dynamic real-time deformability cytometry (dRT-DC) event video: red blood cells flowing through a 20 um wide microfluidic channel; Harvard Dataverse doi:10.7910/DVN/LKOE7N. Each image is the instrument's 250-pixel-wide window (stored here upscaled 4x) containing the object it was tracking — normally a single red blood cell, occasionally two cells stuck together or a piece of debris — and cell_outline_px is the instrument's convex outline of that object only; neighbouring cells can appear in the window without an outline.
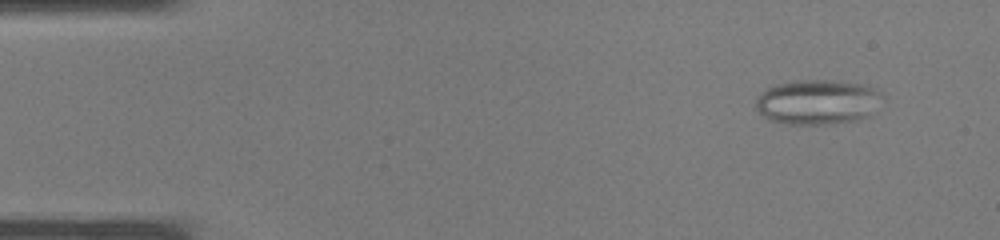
{"species": "common noctule bat (a hibernating species)", "species_latin": "Nyctalus noctula", "temperature_condition": "warm", "stored_images_in_passage": 38, "camera_frame_rate_fps": 3000, "um_per_image_px": 0.085, "animal": {"sex": "male", "body_mass_g": 19.0, "forearm_length_mm": 50.8}, "frame": {"image": 1, "passage_image": 4, "time_ms": 1.0, "image_size_px": [1000, 240], "cell_outline_px": [[884, 96], [868, 116], [856, 120], [824, 124], [788, 124], [768, 120], [756, 108], [756, 100], [760, 92], [776, 84], [792, 80], [828, 80], [860, 84], [872, 88], [880, 92]], "centroid_in_image_um": [69.45, 8.66], "position_along_channel_um": 15.6, "area_um2": 32.89}}
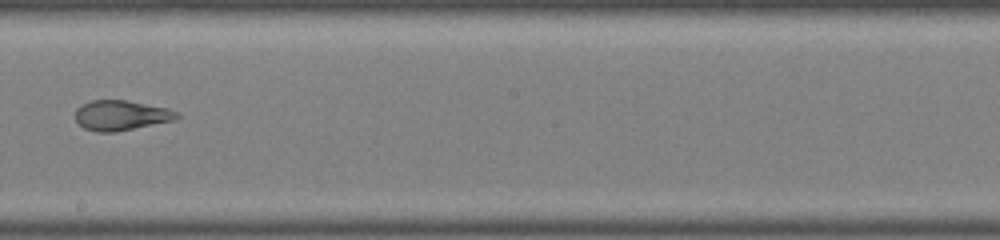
{"frame": {"image": 2, "passage_image": 22, "time_ms": 7.0, "image_size_px": [1000, 240], "cell_outline_px": [[180, 116], [172, 120], [112, 132], [96, 132], [84, 128], [76, 120], [76, 108], [92, 100], [128, 100], [168, 108], [176, 112]], "centroid_in_image_um": [10.26, 9.79], "position_along_channel_um": 237.9, "area_um2": 17.4}}
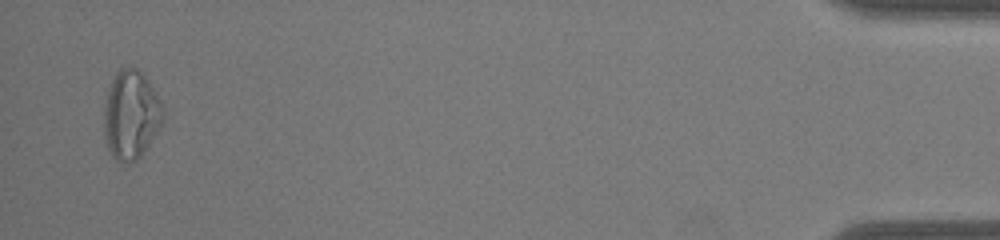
{"frame": {"image": 3, "passage_image": 37, "time_ms": 12.0, "image_size_px": [1000, 240], "cell_outline_px": [[164, 112], [160, 124], [148, 144], [140, 156], [136, 160], [116, 160], [112, 156], [108, 148], [104, 136], [104, 96], [116, 72], [120, 68], [136, 68], [148, 80], [164, 108]], "centroid_in_image_um": [11.09, 9.72], "position_along_channel_um": 424.1, "area_um2": 30.0}}